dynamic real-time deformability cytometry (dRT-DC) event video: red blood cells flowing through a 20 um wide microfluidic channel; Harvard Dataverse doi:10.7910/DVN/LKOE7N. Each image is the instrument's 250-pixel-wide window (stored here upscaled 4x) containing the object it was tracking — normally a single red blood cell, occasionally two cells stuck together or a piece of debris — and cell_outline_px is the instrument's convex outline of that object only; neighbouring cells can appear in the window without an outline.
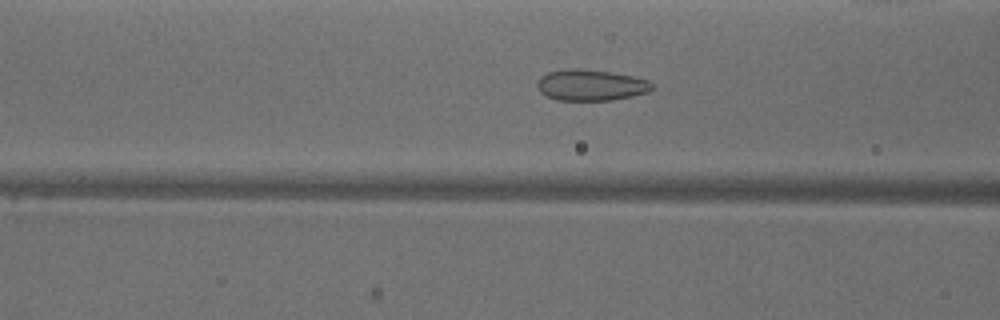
{"species": "common noctule bat (a hibernating species)", "species_latin": "Nyctalus noctula", "temperature_condition": "warm", "stored_images_in_passage": 50, "camera_frame_rate_fps": 3000, "um_per_image_px": 0.085, "animal": {"sex": "male", "body_mass_g": 18.8}, "frame": {"image": 1, "passage_image": 19, "time_ms": 6.0, "image_size_px": [1000, 320], "cell_outline_px": [[652, 88], [648, 92], [632, 96], [612, 100], [556, 100], [540, 92], [536, 84], [540, 76], [548, 72], [568, 68], [576, 68], [612, 72], [632, 76], [648, 80], [652, 84]], "centroid_in_image_um": [50.19, 7.23], "position_along_channel_um": 116.4, "area_um2": 20.81}}
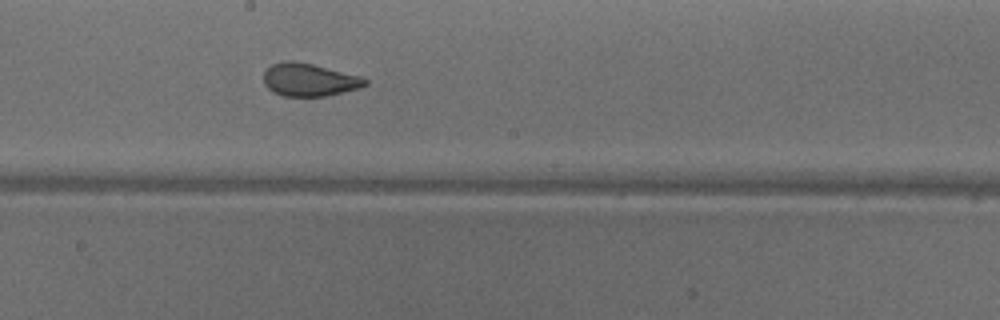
{"frame": {"image": 2, "passage_image": 27, "time_ms": 8.667, "image_size_px": [1000, 320], "cell_outline_px": [[368, 84], [360, 88], [328, 96], [284, 96], [272, 92], [264, 84], [264, 72], [272, 64], [284, 60], [292, 60], [312, 64], [360, 76], [368, 80]], "centroid_in_image_um": [26.28, 6.78], "position_along_channel_um": 221.9, "area_um2": 19.48}}
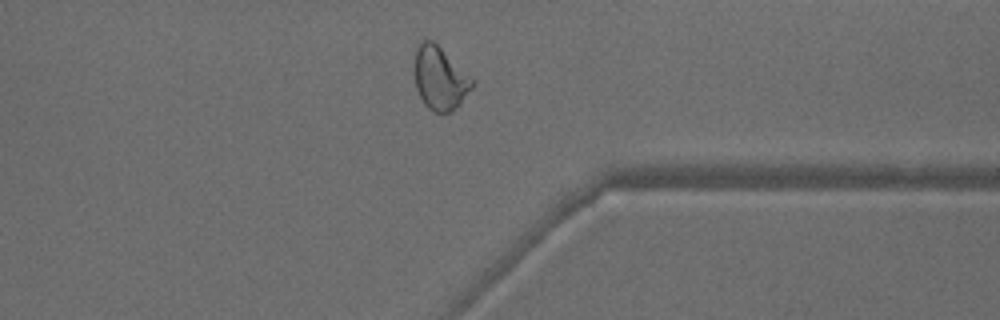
{"frame": {"image": 3, "passage_image": 39, "time_ms": 12.667, "image_size_px": [1000, 320], "cell_outline_px": [[476, 84], [460, 104], [456, 108], [448, 112], [432, 112], [424, 104], [416, 88], [416, 48], [420, 40], [424, 36], [432, 40], [472, 76], [476, 80]], "centroid_in_image_um": [37.44, 6.63], "position_along_channel_um": 374.0, "area_um2": 21.44}, "authors_computed_cell_mechanics": {"area_um2": 22.2241, "velocity_mm_per_s": 3.9533, "shape_relaxation_time_tau1_ms": null, "shape_relaxation_time_tau2_ms": 0.963, "deformation_change_tau1": null, "deformation_change_tau2": 0.057}}